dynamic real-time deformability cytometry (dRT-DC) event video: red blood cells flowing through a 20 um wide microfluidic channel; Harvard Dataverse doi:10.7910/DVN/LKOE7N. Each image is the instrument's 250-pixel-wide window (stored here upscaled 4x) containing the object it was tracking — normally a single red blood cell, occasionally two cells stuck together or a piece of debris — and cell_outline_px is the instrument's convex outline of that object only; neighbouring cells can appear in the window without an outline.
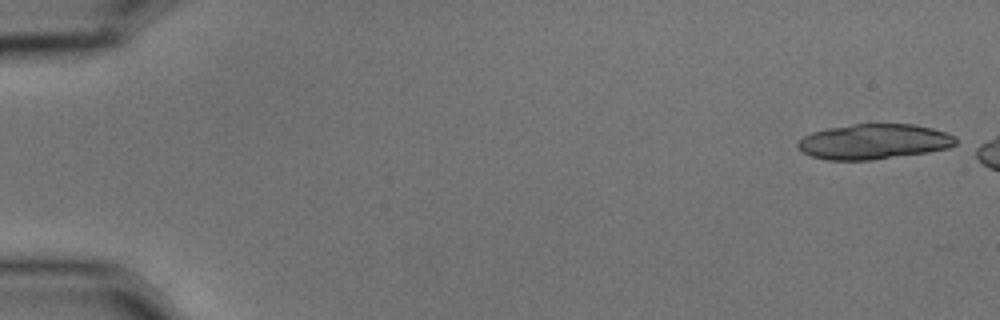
{"species": "common noctule bat (a hibernating species)", "species_latin": "Nyctalus noctula", "temperature_condition": "cold", "stored_images_in_passage": 3, "camera_frame_rate_fps": 3000, "um_per_image_px": 0.085, "animal": {"sex": "male", "body_mass_g": 15.6}, "frame": {"image": 1, "passage_image": 1, "time_ms": 0.0, "image_size_px": [1000, 320], "cell_outline_px": [[956, 144], [948, 148], [928, 152], [872, 160], [828, 160], [812, 156], [800, 152], [796, 144], [804, 136], [812, 132], [828, 128], [852, 124], [912, 124], [932, 128], [956, 136]], "centroid_in_image_um": [74.26, 12.04], "position_along_channel_um": 10.7, "area_um2": 32.43}}